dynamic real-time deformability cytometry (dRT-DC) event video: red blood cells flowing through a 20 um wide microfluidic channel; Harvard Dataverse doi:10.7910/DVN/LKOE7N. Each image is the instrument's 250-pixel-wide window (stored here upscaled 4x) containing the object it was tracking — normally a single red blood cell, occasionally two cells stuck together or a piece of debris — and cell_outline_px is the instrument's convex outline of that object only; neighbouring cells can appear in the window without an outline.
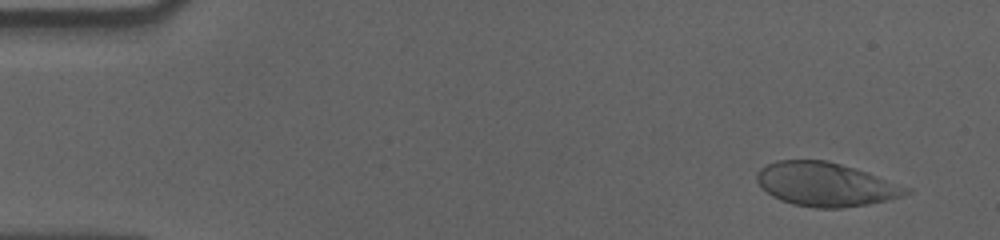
{"species": "human", "species_latin": "Homo sapiens", "temperature_condition": "cold", "stored_images_in_passage": 51, "camera_frame_rate_fps": 3000, "um_per_image_px": 0.085, "donor": {"sex": "male"}, "frame": {"image": 1, "passage_image": 4, "time_ms": 1.0, "image_size_px": [1000, 240], "cell_outline_px": [[912, 192], [904, 196], [888, 200], [868, 204], [844, 208], [816, 208], [792, 204], [780, 200], [772, 196], [756, 180], [756, 172], [760, 168], [776, 160], [824, 160], [840, 164], [912, 188]], "centroid_in_image_um": [70.18, 15.68], "position_along_channel_um": 14.8, "area_um2": 37.86}}
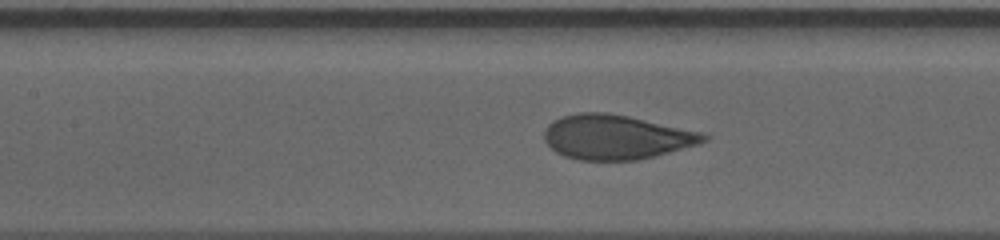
{"frame": {"image": 2, "passage_image": 26, "time_ms": 8.333, "image_size_px": [1000, 240], "cell_outline_px": [[712, 136], [708, 140], [700, 144], [636, 160], [576, 160], [564, 156], [556, 152], [544, 140], [544, 132], [548, 124], [552, 120], [560, 116], [580, 112], [608, 112], [628, 116], [704, 132]], "centroid_in_image_um": [52.38, 11.64], "position_along_channel_um": 155.0, "area_um2": 41.62}}
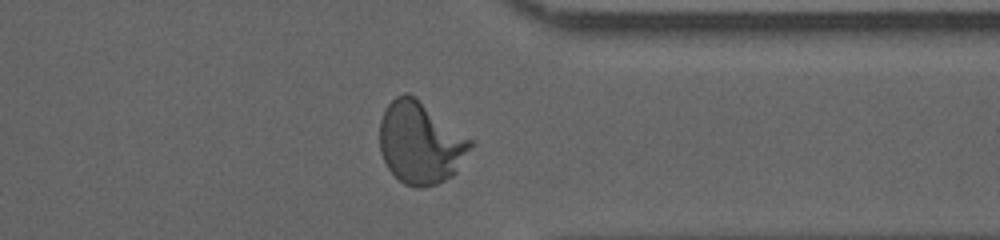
{"frame": {"image": 3, "passage_image": 45, "time_ms": 14.667, "image_size_px": [1000, 240], "cell_outline_px": [[472, 144], [456, 172], [452, 176], [436, 184], [420, 188], [416, 188], [404, 184], [388, 168], [380, 152], [380, 120], [388, 104], [396, 96], [404, 92], [408, 92], [416, 96], [472, 140]], "centroid_in_image_um": [35.71, 12.12], "position_along_channel_um": 375.7, "area_um2": 43.23}, "authors_computed_cell_mechanics": {"area_um2": 41.0958, "velocity_mm_per_s": 3.5423, "shape_relaxation_time_tau1_ms": 5.2373, "shape_relaxation_time_tau2_ms": null, "deformation_change_tau1": 0.1925, "deformation_change_tau2": null}}